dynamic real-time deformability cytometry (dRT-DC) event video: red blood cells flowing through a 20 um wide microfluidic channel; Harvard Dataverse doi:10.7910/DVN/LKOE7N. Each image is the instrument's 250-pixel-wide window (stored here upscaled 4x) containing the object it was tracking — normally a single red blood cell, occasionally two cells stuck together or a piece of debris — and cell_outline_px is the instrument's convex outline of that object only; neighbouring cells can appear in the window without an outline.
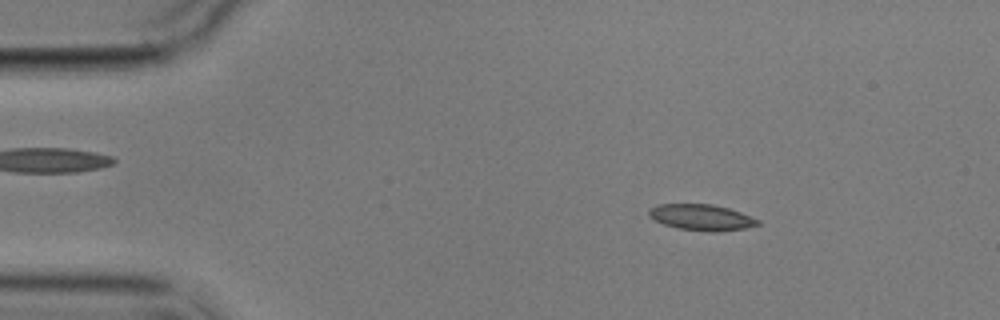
{"species": "common noctule bat (a hibernating species)", "species_latin": "Nyctalus noctula", "temperature_condition": "cold", "stored_images_in_passage": 5, "camera_frame_rate_fps": 3000, "um_per_image_px": 0.085, "animal": {"sex": "male", "body_mass_g": 17.9}, "frame": {"image": 1, "passage_image": 2, "time_ms": 1.333, "image_size_px": [1000, 320], "cell_outline_px": [[760, 224], [744, 228], [716, 232], [708, 232], [676, 228], [664, 224], [648, 216], [648, 208], [656, 204], [712, 204], [728, 208], [740, 212], [760, 220]], "centroid_in_image_um": [59.59, 18.47], "position_along_channel_um": 25.4, "area_um2": 16.59}}
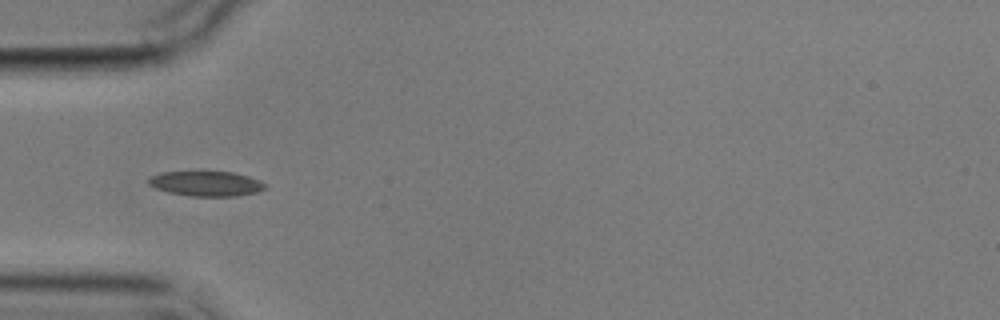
{"frame": {"image": 2, "passage_image": 4, "time_ms": 4.333, "image_size_px": [1000, 320], "cell_outline_px": [[268, 188], [256, 192], [236, 196], [188, 196], [168, 192], [156, 188], [148, 184], [148, 176], [160, 172], [232, 172], [248, 176], [260, 180], [268, 184]], "centroid_in_image_um": [17.54, 15.61], "position_along_channel_um": 67.5, "area_um2": 17.11}}
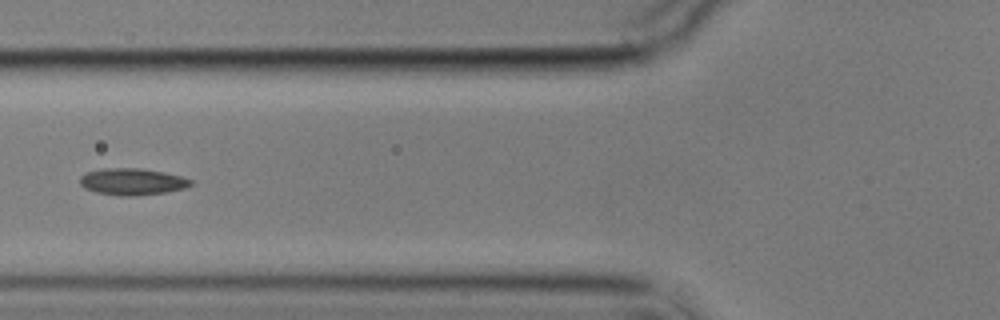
{"frame": {"image": 3, "passage_image": 5, "time_ms": 5.667, "image_size_px": [1000, 320], "cell_outline_px": [[192, 184], [184, 188], [164, 192], [136, 196], [120, 196], [96, 192], [84, 188], [80, 184], [80, 176], [88, 172], [104, 168], [136, 168], [164, 172], [180, 176], [192, 180]], "centroid_in_image_um": [11.22, 15.44], "position_along_channel_um": 114.6, "area_um2": 17.11}}